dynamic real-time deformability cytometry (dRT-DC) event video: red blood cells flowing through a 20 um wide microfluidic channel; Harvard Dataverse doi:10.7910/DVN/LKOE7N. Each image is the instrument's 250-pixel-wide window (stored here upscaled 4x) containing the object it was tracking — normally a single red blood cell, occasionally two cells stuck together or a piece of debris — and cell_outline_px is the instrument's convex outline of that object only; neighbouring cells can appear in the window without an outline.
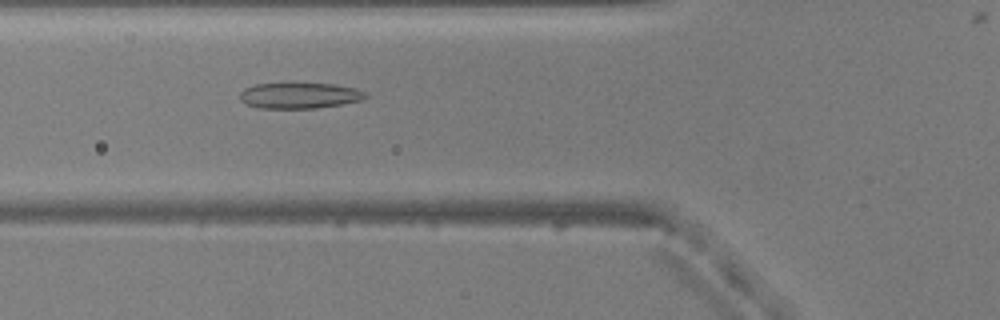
{"species": "common noctule bat (a hibernating species)", "species_latin": "Nyctalus noctula", "temperature_condition": "warm", "stored_images_in_passage": 42, "camera_frame_rate_fps": 3000, "um_per_image_px": 0.085, "animal": {"sex": "male", "body_mass_g": 20.5, "forearm_length_mm": 52.5}, "frame": {"image": 1, "passage_image": 10, "time_ms": 3.0, "image_size_px": [1000, 320], "cell_outline_px": [[368, 96], [360, 100], [340, 104], [316, 108], [260, 108], [248, 104], [240, 100], [240, 92], [244, 88], [256, 84], [332, 84], [356, 88], [364, 92]], "centroid_in_image_um": [25.44, 8.12], "position_along_channel_um": 100.4, "area_um2": 18.55}}
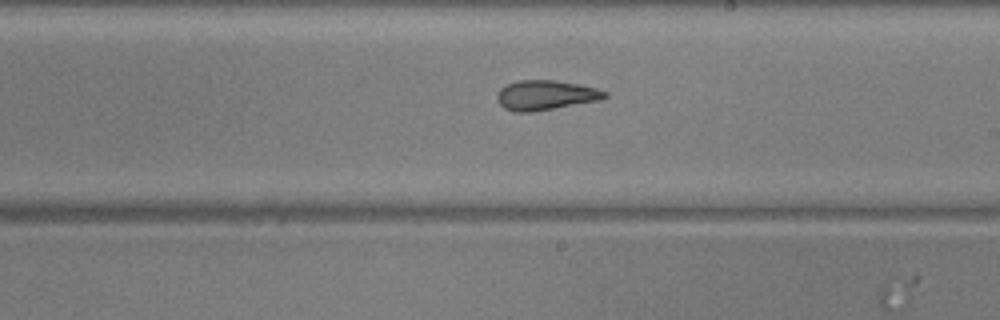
{"frame": {"image": 2, "passage_image": 21, "time_ms": 6.667, "image_size_px": [1000, 320], "cell_outline_px": [[608, 96], [600, 100], [532, 112], [512, 112], [504, 108], [496, 100], [496, 96], [500, 88], [516, 80], [552, 80], [576, 84], [596, 88], [608, 92]], "centroid_in_image_um": [46.34, 8.09], "position_along_channel_um": 242.7, "area_um2": 18.67}}
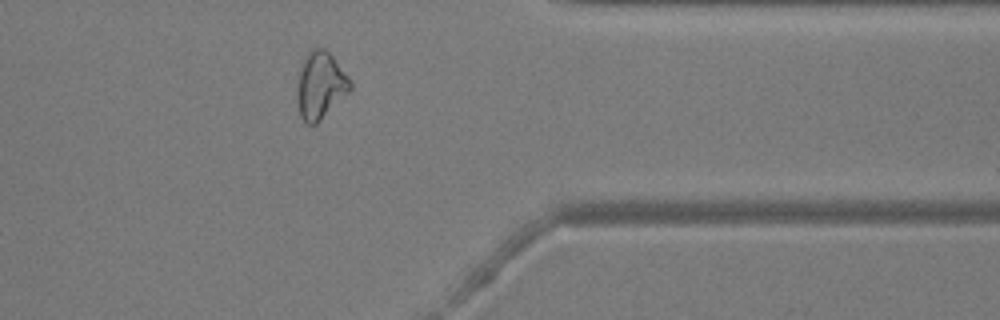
{"frame": {"image": 3, "passage_image": 33, "time_ms": 10.667, "image_size_px": [1000, 320], "cell_outline_px": [[352, 88], [316, 124], [308, 124], [300, 116], [296, 100], [296, 88], [300, 68], [308, 52], [312, 48], [324, 48], [332, 56], [348, 76], [352, 84]], "centroid_in_image_um": [27.2, 7.25], "position_along_channel_um": 384.2, "area_um2": 20.52}}